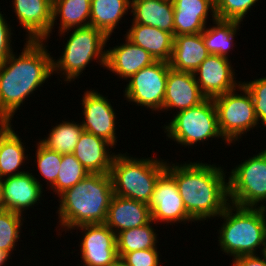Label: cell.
Wrapping results in <instances>:
<instances>
[{"label": "cell", "mask_w": 266, "mask_h": 266, "mask_svg": "<svg viewBox=\"0 0 266 266\" xmlns=\"http://www.w3.org/2000/svg\"><path fill=\"white\" fill-rule=\"evenodd\" d=\"M45 41H26L22 52L0 62V114L9 122L29 95L52 74V55Z\"/></svg>", "instance_id": "obj_1"}, {"label": "cell", "mask_w": 266, "mask_h": 266, "mask_svg": "<svg viewBox=\"0 0 266 266\" xmlns=\"http://www.w3.org/2000/svg\"><path fill=\"white\" fill-rule=\"evenodd\" d=\"M27 41H47L51 36L53 0H12ZM28 35V36H27Z\"/></svg>", "instance_id": "obj_15"}, {"label": "cell", "mask_w": 266, "mask_h": 266, "mask_svg": "<svg viewBox=\"0 0 266 266\" xmlns=\"http://www.w3.org/2000/svg\"><path fill=\"white\" fill-rule=\"evenodd\" d=\"M124 39L126 43L106 49L105 69L129 80L139 70L152 65L156 60L145 49L133 44L126 37Z\"/></svg>", "instance_id": "obj_18"}, {"label": "cell", "mask_w": 266, "mask_h": 266, "mask_svg": "<svg viewBox=\"0 0 266 266\" xmlns=\"http://www.w3.org/2000/svg\"><path fill=\"white\" fill-rule=\"evenodd\" d=\"M241 91L238 94L236 91ZM237 90L213 98L218 128L223 142L231 145L241 139V136L257 127L258 120L255 114L254 103L250 92L241 85Z\"/></svg>", "instance_id": "obj_8"}, {"label": "cell", "mask_w": 266, "mask_h": 266, "mask_svg": "<svg viewBox=\"0 0 266 266\" xmlns=\"http://www.w3.org/2000/svg\"><path fill=\"white\" fill-rule=\"evenodd\" d=\"M227 179L230 204L266 208V149L241 161L230 171Z\"/></svg>", "instance_id": "obj_9"}, {"label": "cell", "mask_w": 266, "mask_h": 266, "mask_svg": "<svg viewBox=\"0 0 266 266\" xmlns=\"http://www.w3.org/2000/svg\"><path fill=\"white\" fill-rule=\"evenodd\" d=\"M151 219L157 222L181 223L194 222L187 213L183 199L174 178L165 170L158 178L151 201L149 203Z\"/></svg>", "instance_id": "obj_12"}, {"label": "cell", "mask_w": 266, "mask_h": 266, "mask_svg": "<svg viewBox=\"0 0 266 266\" xmlns=\"http://www.w3.org/2000/svg\"><path fill=\"white\" fill-rule=\"evenodd\" d=\"M83 131L81 123L62 121L50 130L46 139H40V142L58 153H73Z\"/></svg>", "instance_id": "obj_30"}, {"label": "cell", "mask_w": 266, "mask_h": 266, "mask_svg": "<svg viewBox=\"0 0 266 266\" xmlns=\"http://www.w3.org/2000/svg\"><path fill=\"white\" fill-rule=\"evenodd\" d=\"M36 164L42 177L47 181L48 186L52 187L59 174L62 154L48 149L40 141L37 142ZM49 182V183H48Z\"/></svg>", "instance_id": "obj_33"}, {"label": "cell", "mask_w": 266, "mask_h": 266, "mask_svg": "<svg viewBox=\"0 0 266 266\" xmlns=\"http://www.w3.org/2000/svg\"><path fill=\"white\" fill-rule=\"evenodd\" d=\"M88 174L87 170L75 158L73 153L62 154L59 174L51 189L59 196L66 189H69L79 183Z\"/></svg>", "instance_id": "obj_31"}, {"label": "cell", "mask_w": 266, "mask_h": 266, "mask_svg": "<svg viewBox=\"0 0 266 266\" xmlns=\"http://www.w3.org/2000/svg\"><path fill=\"white\" fill-rule=\"evenodd\" d=\"M113 195L110 174H88L58 196L59 225L71 231L83 224H104Z\"/></svg>", "instance_id": "obj_3"}, {"label": "cell", "mask_w": 266, "mask_h": 266, "mask_svg": "<svg viewBox=\"0 0 266 266\" xmlns=\"http://www.w3.org/2000/svg\"><path fill=\"white\" fill-rule=\"evenodd\" d=\"M130 9L131 0H91L90 26L108 37Z\"/></svg>", "instance_id": "obj_27"}, {"label": "cell", "mask_w": 266, "mask_h": 266, "mask_svg": "<svg viewBox=\"0 0 266 266\" xmlns=\"http://www.w3.org/2000/svg\"><path fill=\"white\" fill-rule=\"evenodd\" d=\"M125 37L149 52L156 61H170L174 42L171 33L150 25L132 22Z\"/></svg>", "instance_id": "obj_22"}, {"label": "cell", "mask_w": 266, "mask_h": 266, "mask_svg": "<svg viewBox=\"0 0 266 266\" xmlns=\"http://www.w3.org/2000/svg\"><path fill=\"white\" fill-rule=\"evenodd\" d=\"M21 214L10 210L0 211V249L10 256L16 250L15 245L20 238L24 218Z\"/></svg>", "instance_id": "obj_32"}, {"label": "cell", "mask_w": 266, "mask_h": 266, "mask_svg": "<svg viewBox=\"0 0 266 266\" xmlns=\"http://www.w3.org/2000/svg\"><path fill=\"white\" fill-rule=\"evenodd\" d=\"M172 2L174 36L203 32L207 27L209 12L212 15L211 19H216L214 0H172Z\"/></svg>", "instance_id": "obj_19"}, {"label": "cell", "mask_w": 266, "mask_h": 266, "mask_svg": "<svg viewBox=\"0 0 266 266\" xmlns=\"http://www.w3.org/2000/svg\"><path fill=\"white\" fill-rule=\"evenodd\" d=\"M209 55L202 32L174 36L169 66L177 71L194 73Z\"/></svg>", "instance_id": "obj_23"}, {"label": "cell", "mask_w": 266, "mask_h": 266, "mask_svg": "<svg viewBox=\"0 0 266 266\" xmlns=\"http://www.w3.org/2000/svg\"><path fill=\"white\" fill-rule=\"evenodd\" d=\"M9 257H11L7 252L0 249V266L6 264L9 261ZM8 260V261H7Z\"/></svg>", "instance_id": "obj_39"}, {"label": "cell", "mask_w": 266, "mask_h": 266, "mask_svg": "<svg viewBox=\"0 0 266 266\" xmlns=\"http://www.w3.org/2000/svg\"><path fill=\"white\" fill-rule=\"evenodd\" d=\"M212 27L205 28L202 32L205 47L210 54L224 56L228 58V54L233 45H235L234 37L239 30L241 22L235 20H213Z\"/></svg>", "instance_id": "obj_28"}, {"label": "cell", "mask_w": 266, "mask_h": 266, "mask_svg": "<svg viewBox=\"0 0 266 266\" xmlns=\"http://www.w3.org/2000/svg\"><path fill=\"white\" fill-rule=\"evenodd\" d=\"M84 119L81 125L84 131L101 137L113 146L117 143L116 112L108 98L98 91H85L82 98Z\"/></svg>", "instance_id": "obj_13"}, {"label": "cell", "mask_w": 266, "mask_h": 266, "mask_svg": "<svg viewBox=\"0 0 266 266\" xmlns=\"http://www.w3.org/2000/svg\"><path fill=\"white\" fill-rule=\"evenodd\" d=\"M5 210V205H4V199H3V191H2V184L0 180V211Z\"/></svg>", "instance_id": "obj_40"}, {"label": "cell", "mask_w": 266, "mask_h": 266, "mask_svg": "<svg viewBox=\"0 0 266 266\" xmlns=\"http://www.w3.org/2000/svg\"><path fill=\"white\" fill-rule=\"evenodd\" d=\"M62 56L52 59V74L61 73L67 83L74 81L93 60L106 66V43L110 36L93 26L74 28L67 37ZM104 49V50H103ZM55 71V72H54Z\"/></svg>", "instance_id": "obj_6"}, {"label": "cell", "mask_w": 266, "mask_h": 266, "mask_svg": "<svg viewBox=\"0 0 266 266\" xmlns=\"http://www.w3.org/2000/svg\"><path fill=\"white\" fill-rule=\"evenodd\" d=\"M9 124V122L0 114V132Z\"/></svg>", "instance_id": "obj_41"}, {"label": "cell", "mask_w": 266, "mask_h": 266, "mask_svg": "<svg viewBox=\"0 0 266 266\" xmlns=\"http://www.w3.org/2000/svg\"><path fill=\"white\" fill-rule=\"evenodd\" d=\"M21 141L22 139L15 133L11 123L0 132V180L3 177L26 173L21 166L28 159V155L25 156L26 149ZM19 168L22 171H19Z\"/></svg>", "instance_id": "obj_25"}, {"label": "cell", "mask_w": 266, "mask_h": 266, "mask_svg": "<svg viewBox=\"0 0 266 266\" xmlns=\"http://www.w3.org/2000/svg\"><path fill=\"white\" fill-rule=\"evenodd\" d=\"M257 1L259 0H214L216 18L242 22Z\"/></svg>", "instance_id": "obj_34"}, {"label": "cell", "mask_w": 266, "mask_h": 266, "mask_svg": "<svg viewBox=\"0 0 266 266\" xmlns=\"http://www.w3.org/2000/svg\"><path fill=\"white\" fill-rule=\"evenodd\" d=\"M258 255H243L233 258L232 266H266V253Z\"/></svg>", "instance_id": "obj_38"}, {"label": "cell", "mask_w": 266, "mask_h": 266, "mask_svg": "<svg viewBox=\"0 0 266 266\" xmlns=\"http://www.w3.org/2000/svg\"><path fill=\"white\" fill-rule=\"evenodd\" d=\"M151 220L148 204L114 194L105 224L117 235L123 230L148 224Z\"/></svg>", "instance_id": "obj_20"}, {"label": "cell", "mask_w": 266, "mask_h": 266, "mask_svg": "<svg viewBox=\"0 0 266 266\" xmlns=\"http://www.w3.org/2000/svg\"><path fill=\"white\" fill-rule=\"evenodd\" d=\"M218 218L224 219L217 230L221 251L233 258L258 255V248L266 253V208L229 204Z\"/></svg>", "instance_id": "obj_4"}, {"label": "cell", "mask_w": 266, "mask_h": 266, "mask_svg": "<svg viewBox=\"0 0 266 266\" xmlns=\"http://www.w3.org/2000/svg\"><path fill=\"white\" fill-rule=\"evenodd\" d=\"M159 254L157 248H150L126 253L120 259L127 266H161Z\"/></svg>", "instance_id": "obj_36"}, {"label": "cell", "mask_w": 266, "mask_h": 266, "mask_svg": "<svg viewBox=\"0 0 266 266\" xmlns=\"http://www.w3.org/2000/svg\"><path fill=\"white\" fill-rule=\"evenodd\" d=\"M84 232L79 246L83 266H111L118 259L116 234L104 224H83L73 228Z\"/></svg>", "instance_id": "obj_11"}, {"label": "cell", "mask_w": 266, "mask_h": 266, "mask_svg": "<svg viewBox=\"0 0 266 266\" xmlns=\"http://www.w3.org/2000/svg\"><path fill=\"white\" fill-rule=\"evenodd\" d=\"M111 266H127L121 259H118L113 265Z\"/></svg>", "instance_id": "obj_42"}, {"label": "cell", "mask_w": 266, "mask_h": 266, "mask_svg": "<svg viewBox=\"0 0 266 266\" xmlns=\"http://www.w3.org/2000/svg\"><path fill=\"white\" fill-rule=\"evenodd\" d=\"M5 14L0 12V62L6 60L12 53V36L10 24L6 21Z\"/></svg>", "instance_id": "obj_37"}, {"label": "cell", "mask_w": 266, "mask_h": 266, "mask_svg": "<svg viewBox=\"0 0 266 266\" xmlns=\"http://www.w3.org/2000/svg\"><path fill=\"white\" fill-rule=\"evenodd\" d=\"M151 224H154L153 220L143 226L123 230L116 235L119 259L124 254L136 250L157 248L158 234Z\"/></svg>", "instance_id": "obj_29"}, {"label": "cell", "mask_w": 266, "mask_h": 266, "mask_svg": "<svg viewBox=\"0 0 266 266\" xmlns=\"http://www.w3.org/2000/svg\"><path fill=\"white\" fill-rule=\"evenodd\" d=\"M127 155V152L118 153L113 158L110 175L114 194L149 205L157 180L166 170L167 162L156 157L143 159Z\"/></svg>", "instance_id": "obj_5"}, {"label": "cell", "mask_w": 266, "mask_h": 266, "mask_svg": "<svg viewBox=\"0 0 266 266\" xmlns=\"http://www.w3.org/2000/svg\"><path fill=\"white\" fill-rule=\"evenodd\" d=\"M169 69V62L156 61L135 73L124 90L127 101L151 111H162Z\"/></svg>", "instance_id": "obj_10"}, {"label": "cell", "mask_w": 266, "mask_h": 266, "mask_svg": "<svg viewBox=\"0 0 266 266\" xmlns=\"http://www.w3.org/2000/svg\"><path fill=\"white\" fill-rule=\"evenodd\" d=\"M91 0H53L52 30L59 18L61 37L71 29L90 26Z\"/></svg>", "instance_id": "obj_26"}, {"label": "cell", "mask_w": 266, "mask_h": 266, "mask_svg": "<svg viewBox=\"0 0 266 266\" xmlns=\"http://www.w3.org/2000/svg\"><path fill=\"white\" fill-rule=\"evenodd\" d=\"M175 113L170 123L163 127L166 136L174 142L191 147L209 138H222L213 98H206L196 106Z\"/></svg>", "instance_id": "obj_7"}, {"label": "cell", "mask_w": 266, "mask_h": 266, "mask_svg": "<svg viewBox=\"0 0 266 266\" xmlns=\"http://www.w3.org/2000/svg\"><path fill=\"white\" fill-rule=\"evenodd\" d=\"M230 63L227 57L210 54L193 73L201 92L207 98L225 94L242 85L241 81L236 80V73Z\"/></svg>", "instance_id": "obj_14"}, {"label": "cell", "mask_w": 266, "mask_h": 266, "mask_svg": "<svg viewBox=\"0 0 266 266\" xmlns=\"http://www.w3.org/2000/svg\"><path fill=\"white\" fill-rule=\"evenodd\" d=\"M206 98L201 92L193 73L169 69L163 100V112L169 109H177V112L178 110L189 109L200 104Z\"/></svg>", "instance_id": "obj_17"}, {"label": "cell", "mask_w": 266, "mask_h": 266, "mask_svg": "<svg viewBox=\"0 0 266 266\" xmlns=\"http://www.w3.org/2000/svg\"><path fill=\"white\" fill-rule=\"evenodd\" d=\"M242 85L251 94L258 123L266 126V77L244 81Z\"/></svg>", "instance_id": "obj_35"}, {"label": "cell", "mask_w": 266, "mask_h": 266, "mask_svg": "<svg viewBox=\"0 0 266 266\" xmlns=\"http://www.w3.org/2000/svg\"><path fill=\"white\" fill-rule=\"evenodd\" d=\"M5 210L23 215L41 201L43 184L29 171L1 179ZM38 201V202H37ZM33 205V206H32Z\"/></svg>", "instance_id": "obj_16"}, {"label": "cell", "mask_w": 266, "mask_h": 266, "mask_svg": "<svg viewBox=\"0 0 266 266\" xmlns=\"http://www.w3.org/2000/svg\"><path fill=\"white\" fill-rule=\"evenodd\" d=\"M132 22L150 25L174 36L172 0H131Z\"/></svg>", "instance_id": "obj_24"}, {"label": "cell", "mask_w": 266, "mask_h": 266, "mask_svg": "<svg viewBox=\"0 0 266 266\" xmlns=\"http://www.w3.org/2000/svg\"><path fill=\"white\" fill-rule=\"evenodd\" d=\"M166 164L187 213L196 221L218 217L230 204L225 171L216 164L190 162Z\"/></svg>", "instance_id": "obj_2"}, {"label": "cell", "mask_w": 266, "mask_h": 266, "mask_svg": "<svg viewBox=\"0 0 266 266\" xmlns=\"http://www.w3.org/2000/svg\"><path fill=\"white\" fill-rule=\"evenodd\" d=\"M109 147L114 146L101 137L83 131L73 154L89 174H110L116 154Z\"/></svg>", "instance_id": "obj_21"}]
</instances>
